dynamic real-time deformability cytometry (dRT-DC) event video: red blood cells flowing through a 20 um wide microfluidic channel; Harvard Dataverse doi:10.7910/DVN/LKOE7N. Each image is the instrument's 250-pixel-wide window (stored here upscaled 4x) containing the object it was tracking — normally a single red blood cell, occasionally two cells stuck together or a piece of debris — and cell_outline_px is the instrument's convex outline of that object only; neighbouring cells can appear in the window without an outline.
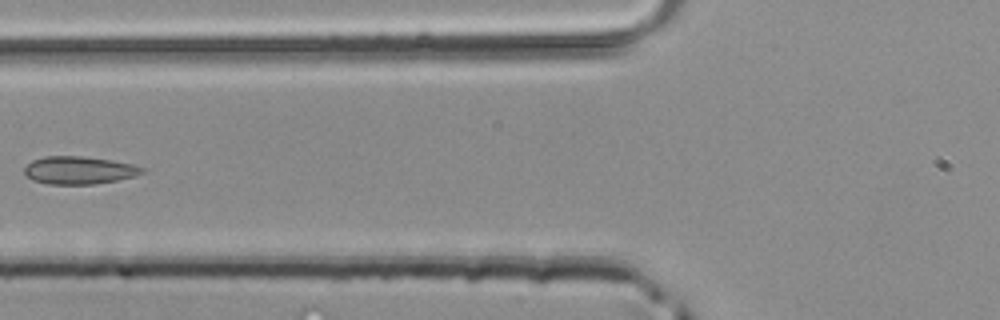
{"species": "common noctule bat (a hibernating species)", "species_latin": "Nyctalus noctula", "temperature_condition": "room temperature", "stored_images_in_passage": 4, "camera_frame_rate_fps": 3000, "um_per_image_px": 0.085, "animal": {"sex": "male", "body_mass_g": 20.4}, "frame": {"image": 1, "passage_image": 4, "time_ms": 1.0, "image_size_px": [1000, 320], "cell_outline_px": [[144, 172], [132, 176], [116, 180], [92, 184], [48, 184], [32, 180], [24, 172], [24, 168], [32, 160], [44, 156], [84, 156], [112, 160], [132, 164], [144, 168]], "centroid_in_image_um": [6.69, 14.46], "position_along_channel_um": 119.1, "area_um2": 18.9}}